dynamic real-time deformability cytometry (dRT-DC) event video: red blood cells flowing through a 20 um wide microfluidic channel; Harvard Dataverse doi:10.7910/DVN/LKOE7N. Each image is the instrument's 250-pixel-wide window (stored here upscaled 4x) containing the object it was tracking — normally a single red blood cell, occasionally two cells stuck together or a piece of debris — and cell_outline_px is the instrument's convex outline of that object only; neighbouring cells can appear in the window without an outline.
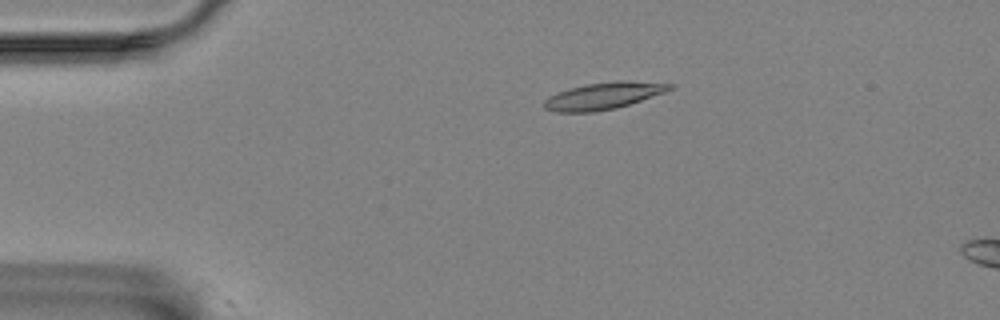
{"species": "Egyptian fruit bat (a non-hibernating species)", "species_latin": "Rousettus aegyptiacus", "temperature_condition": "room temperature", "stored_images_in_passage": 13, "camera_frame_rate_fps": 3000, "um_per_image_px": 0.085, "animal": {"sex": "female"}, "frame": {"image": 1, "passage_image": 12, "time_ms": 3.667, "image_size_px": [1000, 320], "cell_outline_px": [[676, 88], [616, 108], [592, 112], [556, 112], [544, 108], [544, 100], [548, 96], [568, 88], [584, 84], [620, 80], [628, 80], [676, 84]], "centroid_in_image_um": [51.3, 8.13], "position_along_channel_um": 33.7, "area_um2": 19.77}}